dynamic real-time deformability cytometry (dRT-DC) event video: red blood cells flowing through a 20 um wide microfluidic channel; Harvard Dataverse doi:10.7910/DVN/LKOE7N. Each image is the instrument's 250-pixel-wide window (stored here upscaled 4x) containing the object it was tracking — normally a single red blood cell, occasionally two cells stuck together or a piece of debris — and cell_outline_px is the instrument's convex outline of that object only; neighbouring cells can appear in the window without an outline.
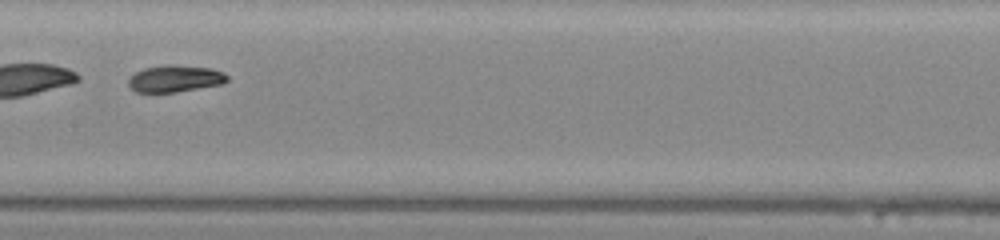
{"species": "common noctule bat (a hibernating species)", "species_latin": "Nyctalus noctula", "temperature_condition": "warm", "stored_images_in_passage": 41, "segment_of_instrument_passage": [2, 2], "camera_frame_rate_fps": 3000, "um_per_image_px": 0.085, "animal": {"sex": "male", "body_mass_g": 20.0, "forearm_length_mm": 53.3}, "frame": {"image": 1, "passage_image": 18, "time_ms": 5.667, "image_size_px": [1000, 240], "cell_outline_px": [[228, 80], [220, 84], [176, 92], [136, 92], [128, 84], [128, 80], [136, 72], [144, 68], [168, 64], [176, 64], [212, 68], [224, 72], [228, 76]], "centroid_in_image_um": [14.9, 6.66], "position_along_channel_um": 192.5, "area_um2": 15.43}}